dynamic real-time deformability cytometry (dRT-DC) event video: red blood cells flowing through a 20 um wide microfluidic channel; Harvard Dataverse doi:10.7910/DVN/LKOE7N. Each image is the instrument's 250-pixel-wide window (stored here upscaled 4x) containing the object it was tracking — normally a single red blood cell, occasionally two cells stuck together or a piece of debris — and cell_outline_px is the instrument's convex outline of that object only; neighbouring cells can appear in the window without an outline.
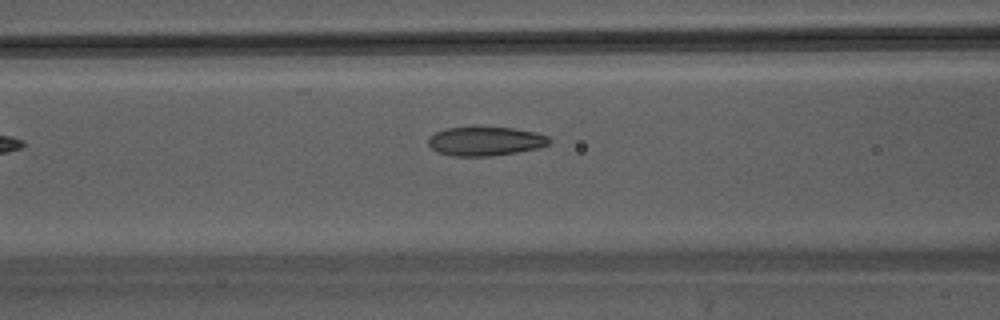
{"species": "Egyptian fruit bat (a non-hibernating species)", "species_latin": "Rousettus aegyptiacus", "temperature_condition": "warm", "stored_images_in_passage": 28, "camera_frame_rate_fps": 3000, "um_per_image_px": 0.085, "animal": {"sex": "male"}, "frame": {"image": 1, "passage_image": 5, "time_ms": 1.333, "image_size_px": [1000, 320], "cell_outline_px": [[552, 144], [536, 148], [516, 152], [488, 156], [452, 156], [436, 152], [428, 144], [428, 140], [436, 132], [448, 128], [512, 128], [536, 132], [548, 136], [552, 140]], "centroid_in_image_um": [41.29, 12.02], "position_along_channel_um": 125.3, "area_um2": 20.17}}
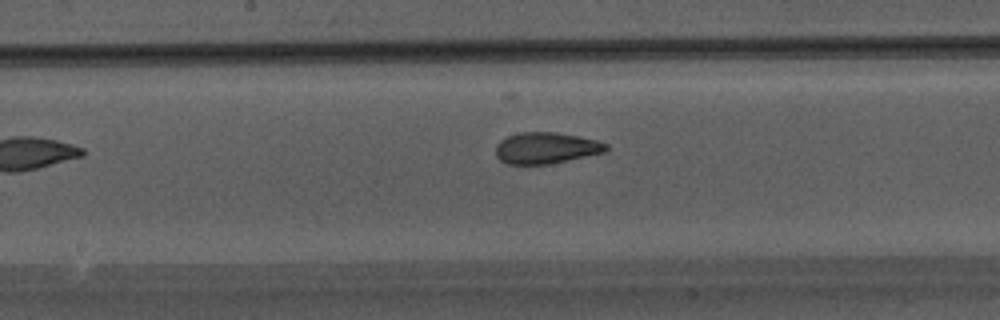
{"frame": {"image": 2, "passage_image": 10, "time_ms": 3.0, "image_size_px": [1000, 320], "cell_outline_px": [[608, 148], [604, 152], [548, 164], [508, 164], [500, 160], [496, 156], [496, 144], [500, 140], [508, 136], [520, 132], [556, 132], [580, 136], [600, 140], [608, 144]], "centroid_in_image_um": [46.42, 12.56], "position_along_channel_um": 201.8, "area_um2": 20.17}}
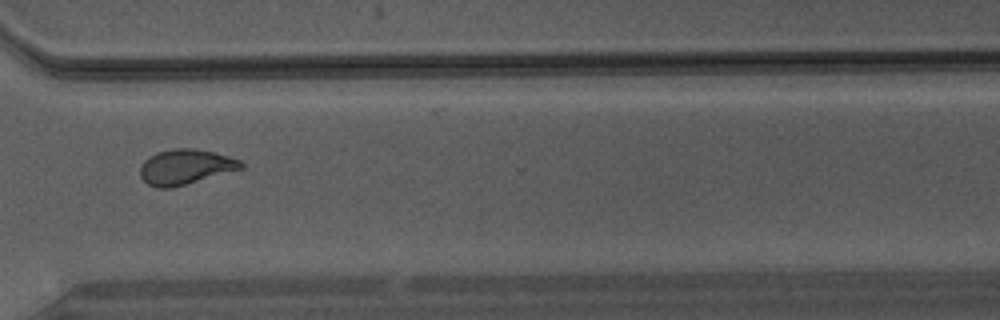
{"frame": {"image": 3, "passage_image": 20, "time_ms": 6.333, "image_size_px": [1000, 320], "cell_outline_px": [[244, 168], [172, 188], [156, 188], [148, 184], [140, 176], [140, 168], [144, 160], [148, 156], [156, 152], [172, 148], [196, 148], [228, 156], [240, 160], [244, 164]], "centroid_in_image_um": [15.74, 14.18], "position_along_channel_um": 354.9, "area_um2": 20.75}}